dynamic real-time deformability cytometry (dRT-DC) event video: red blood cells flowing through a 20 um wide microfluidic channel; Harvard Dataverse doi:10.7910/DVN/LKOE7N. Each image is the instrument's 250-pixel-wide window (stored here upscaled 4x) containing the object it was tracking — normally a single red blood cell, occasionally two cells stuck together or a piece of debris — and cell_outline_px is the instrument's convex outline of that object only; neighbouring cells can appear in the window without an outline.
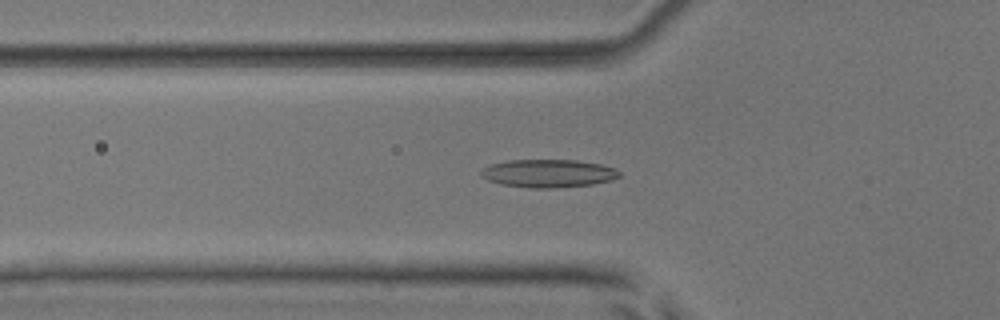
{"species": "common noctule bat (a hibernating species)", "species_latin": "Nyctalus noctula", "temperature_condition": "room temperature", "stored_images_in_passage": 54, "camera_frame_rate_fps": 3000, "um_per_image_px": 0.085, "animal": {"sex": "male", "body_mass_g": 17.9, "forearm_length_mm": 54.2}, "frame": {"image": 1, "passage_image": 19, "time_ms": 6.0, "image_size_px": [1000, 320], "cell_outline_px": [[620, 176], [612, 180], [592, 184], [556, 188], [532, 188], [504, 184], [488, 180], [480, 176], [480, 172], [484, 168], [492, 164], [508, 160], [576, 160], [600, 164], [612, 168], [620, 172]], "centroid_in_image_um": [46.61, 14.73], "position_along_channel_um": 79.2, "area_um2": 22.37}}
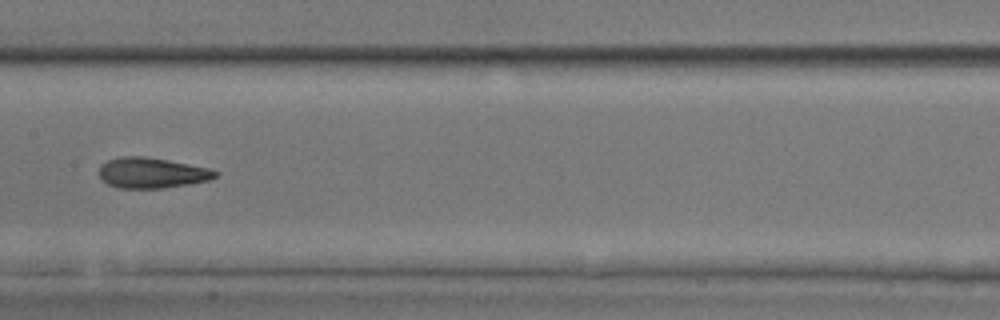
{"frame": {"image": 2, "passage_image": 28, "time_ms": 9.0, "image_size_px": [1000, 320], "cell_outline_px": [[220, 172], [216, 176], [208, 180], [188, 184], [160, 188], [116, 188], [108, 184], [100, 176], [100, 164], [108, 160], [120, 156], [144, 156], [168, 160], [212, 168]], "centroid_in_image_um": [12.92, 14.68], "position_along_channel_um": 194.5, "area_um2": 20.69}}
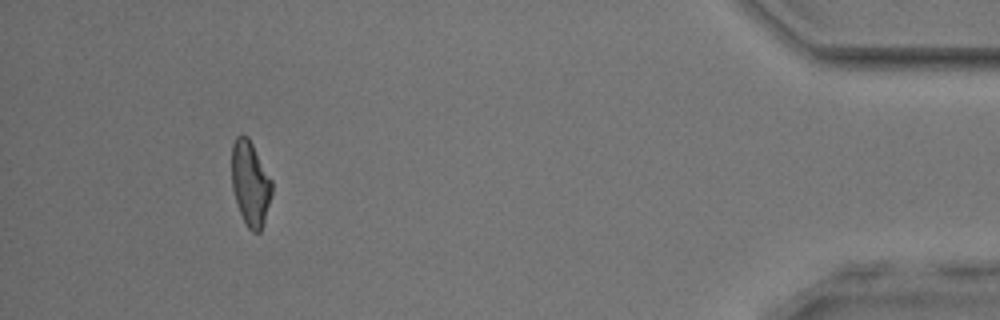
{"frame": {"image": 3, "passage_image": 50, "time_ms": 16.333, "image_size_px": [1000, 320], "cell_outline_px": [[272, 192], [264, 224], [260, 232], [252, 232], [248, 228], [240, 212], [232, 188], [232, 144], [236, 136], [248, 136], [272, 180]], "centroid_in_image_um": [21.28, 15.6], "position_along_channel_um": 413.9, "area_um2": 19.71}, "authors_computed_cell_mechanics": {"area_um2": 20.6057, "velocity_mm_per_s": 3.8295, "shape_relaxation_time_tau1_ms": 6.8663, "shape_relaxation_time_tau2_ms": 2.1664, "deformation_change_tau1": 0.1858, "deformation_change_tau2": 0.1072}}